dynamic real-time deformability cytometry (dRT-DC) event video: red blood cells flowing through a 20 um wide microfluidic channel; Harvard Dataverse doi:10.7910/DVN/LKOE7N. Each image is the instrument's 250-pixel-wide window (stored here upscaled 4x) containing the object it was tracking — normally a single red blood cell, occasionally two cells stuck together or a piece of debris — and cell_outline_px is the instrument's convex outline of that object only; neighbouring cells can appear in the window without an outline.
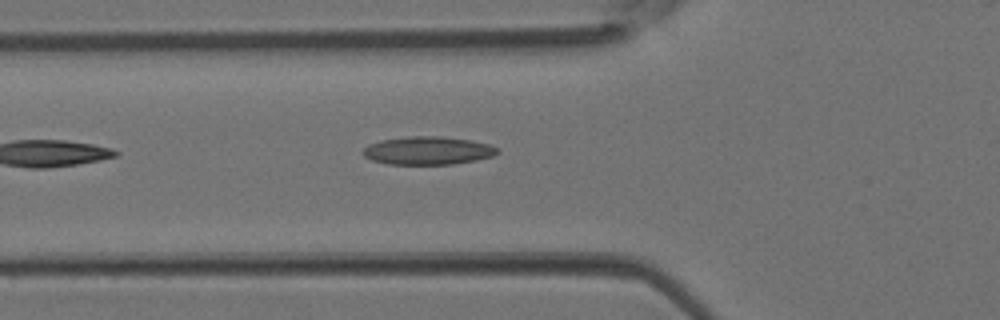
{"species": "Egyptian fruit bat (a non-hibernating species)", "species_latin": "Rousettus aegyptiacus", "temperature_condition": "room temperature", "stored_images_in_passage": 2, "camera_frame_rate_fps": 3000, "um_per_image_px": 0.085, "animal": {"sex": "female"}, "frame": {"image": 1, "passage_image": 2, "time_ms": 0.333, "image_size_px": [1000, 320], "cell_outline_px": [[500, 152], [492, 156], [476, 160], [452, 164], [388, 164], [372, 160], [364, 156], [360, 152], [368, 144], [380, 140], [412, 136], [440, 136], [472, 140], [488, 144], [496, 148]], "centroid_in_image_um": [36.34, 12.8], "position_along_channel_um": 89.5, "area_um2": 22.02}}